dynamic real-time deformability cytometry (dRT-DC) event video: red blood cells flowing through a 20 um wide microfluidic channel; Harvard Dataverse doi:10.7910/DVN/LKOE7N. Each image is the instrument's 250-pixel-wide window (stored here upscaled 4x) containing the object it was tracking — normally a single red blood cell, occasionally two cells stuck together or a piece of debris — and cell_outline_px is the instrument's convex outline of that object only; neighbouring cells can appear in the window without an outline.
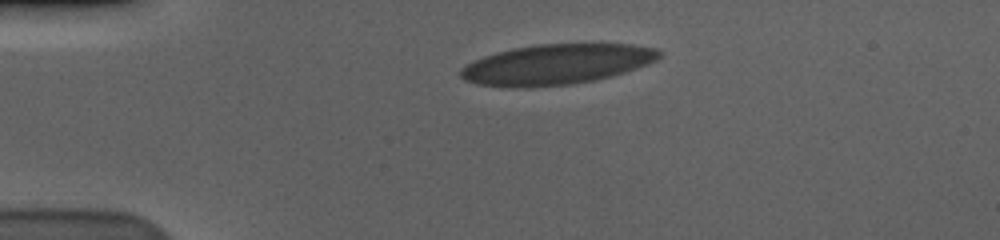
{"species": "human", "species_latin": "Homo sapiens", "temperature_condition": "cold", "stored_images_in_passage": 46, "camera_frame_rate_fps": 3000, "um_per_image_px": 0.085, "donor": {"sex": "male"}, "frame": {"image": 1, "passage_image": 1, "time_ms": 0.0, "image_size_px": [1000, 240], "cell_outline_px": [[660, 56], [656, 60], [624, 72], [612, 76], [596, 80], [572, 84], [532, 88], [520, 88], [476, 84], [464, 80], [460, 76], [460, 68], [484, 56], [516, 48], [540, 44], [632, 44], [656, 48], [660, 52]], "centroid_in_image_um": [47.29, 5.49], "position_along_channel_um": 37.7, "area_um2": 46.36}}
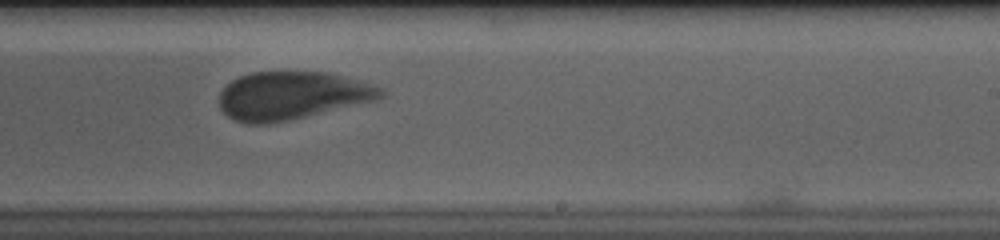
{"frame": {"image": 2, "passage_image": 24, "time_ms": 7.667, "image_size_px": [1000, 240], "cell_outline_px": [[384, 96], [376, 100], [288, 120], [268, 124], [244, 124], [228, 116], [220, 108], [220, 92], [232, 80], [240, 76], [252, 72], [328, 72], [384, 88]], "centroid_in_image_um": [24.79, 8.13], "position_along_channel_um": 264.2, "area_um2": 44.8}}
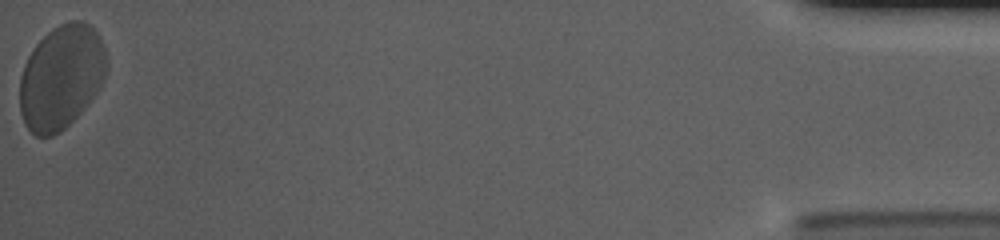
{"frame": {"image": 3, "passage_image": 46, "time_ms": 15.0, "image_size_px": [1000, 240], "cell_outline_px": [[104, 76], [96, 92], [80, 112], [60, 132], [52, 136], [36, 136], [24, 124], [20, 112], [20, 76], [24, 64], [32, 48], [52, 28], [60, 24], [72, 20], [80, 20], [88, 24], [96, 32], [104, 48]], "centroid_in_image_um": [5.15, 6.56], "position_along_channel_um": 430.1, "area_um2": 51.9}, "authors_computed_cell_mechanics": {"area_um2": 46.3556, "velocity_mm_per_s": 3.5123, "shape_relaxation_time_tau1_ms": 3.5104, "shape_relaxation_time_tau2_ms": null, "deformation_change_tau1": 0.1373, "deformation_change_tau2": null}}